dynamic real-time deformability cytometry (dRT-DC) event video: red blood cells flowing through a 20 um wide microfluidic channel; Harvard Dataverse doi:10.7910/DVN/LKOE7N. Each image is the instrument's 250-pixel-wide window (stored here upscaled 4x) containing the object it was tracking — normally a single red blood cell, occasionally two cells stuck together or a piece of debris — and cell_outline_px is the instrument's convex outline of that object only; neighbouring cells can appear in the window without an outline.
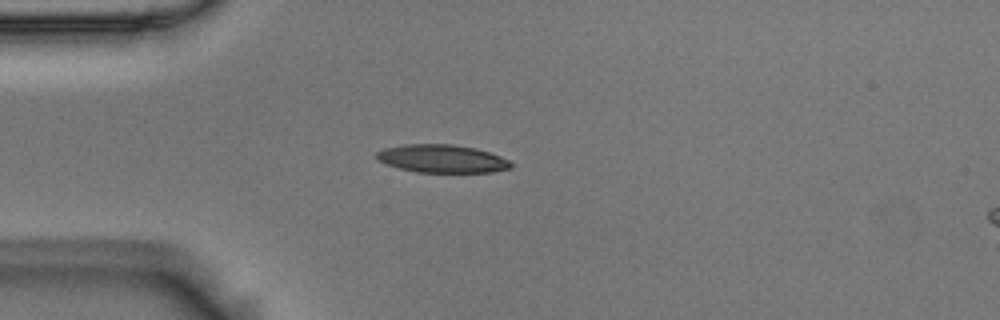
{"species": "Egyptian fruit bat (a non-hibernating species)", "species_latin": "Rousettus aegyptiacus", "temperature_condition": "room temperature", "stored_images_in_passage": 41, "camera_frame_rate_fps": 3000, "um_per_image_px": 0.085, "animal": {"sex": "male"}, "frame": {"image": 1, "passage_image": 1, "time_ms": 0.0, "image_size_px": [1000, 320], "cell_outline_px": [[512, 168], [492, 172], [416, 172], [400, 168], [376, 160], [376, 152], [384, 148], [404, 144], [452, 144], [476, 148], [500, 156], [508, 160], [512, 164]], "centroid_in_image_um": [37.56, 13.48], "position_along_channel_um": 47.4, "area_um2": 21.91}}
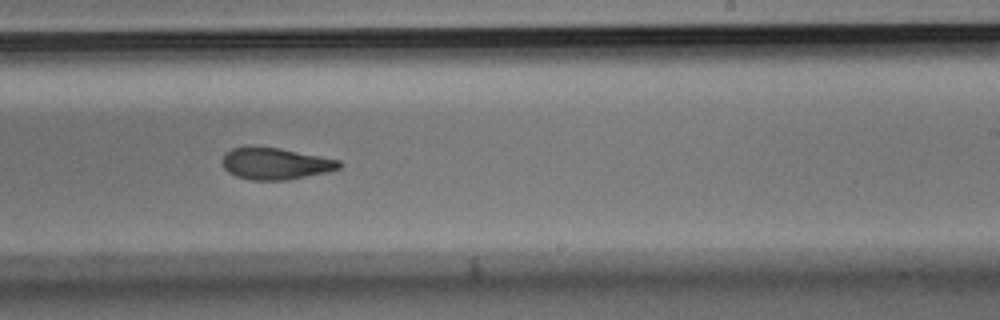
{"frame": {"image": 2, "passage_image": 20, "time_ms": 6.333, "image_size_px": [1000, 320], "cell_outline_px": [[340, 168], [328, 172], [288, 180], [252, 180], [236, 176], [228, 172], [224, 168], [224, 152], [232, 148], [280, 148], [340, 160]], "centroid_in_image_um": [23.44, 13.93], "position_along_channel_um": 265.6, "area_um2": 21.21}}
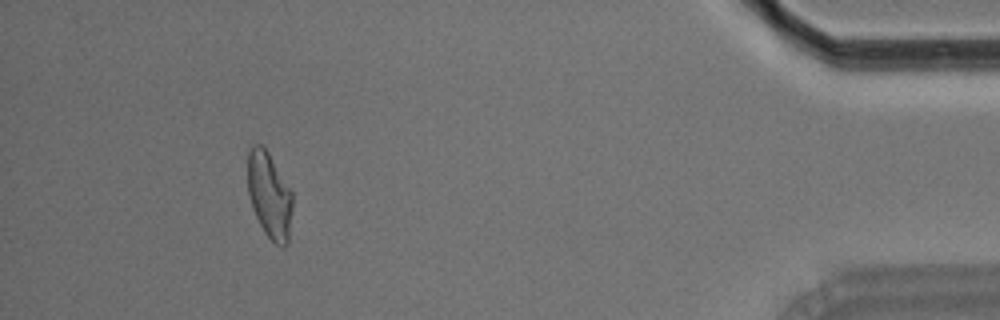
{"frame": {"image": 3, "passage_image": 37, "time_ms": 12.0, "image_size_px": [1000, 320], "cell_outline_px": [[292, 208], [288, 244], [284, 248], [276, 244], [264, 232], [252, 208], [248, 192], [248, 152], [252, 144], [260, 144], [268, 152], [292, 192]], "centroid_in_image_um": [22.9, 16.61], "position_along_channel_um": 412.3, "area_um2": 22.37}, "authors_computed_cell_mechanics": {"area_um2": 22.3686, "velocity_mm_per_s": 3.6557, "shape_relaxation_time_tau1_ms": 4.9741, "shape_relaxation_time_tau2_ms": 2.8962, "deformation_change_tau1": 0.1908, "deformation_change_tau2": 0.1095}}